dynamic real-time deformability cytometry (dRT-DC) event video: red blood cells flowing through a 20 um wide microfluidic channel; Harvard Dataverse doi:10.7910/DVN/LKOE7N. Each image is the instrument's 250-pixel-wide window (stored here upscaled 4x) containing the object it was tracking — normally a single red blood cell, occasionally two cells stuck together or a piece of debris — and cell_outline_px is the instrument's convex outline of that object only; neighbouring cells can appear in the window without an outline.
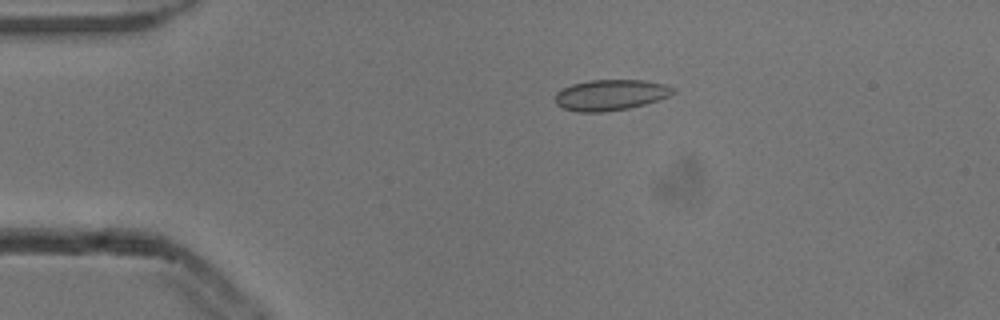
{"species": "common noctule bat (a hibernating species)", "species_latin": "Nyctalus noctula", "temperature_condition": "cold", "stored_images_in_passage": 7, "camera_frame_rate_fps": 3000, "um_per_image_px": 0.085, "animal": {"sex": "male", "body_mass_g": 13.3}, "frame": {"image": 1, "passage_image": 3, "time_ms": 0.667, "image_size_px": [1000, 320], "cell_outline_px": [[676, 92], [668, 96], [644, 104], [628, 108], [604, 112], [576, 112], [564, 108], [556, 104], [556, 92], [572, 84], [588, 80], [644, 80], [668, 84], [676, 88]], "centroid_in_image_um": [51.92, 8.06], "position_along_channel_um": 33.1, "area_um2": 21.21}}
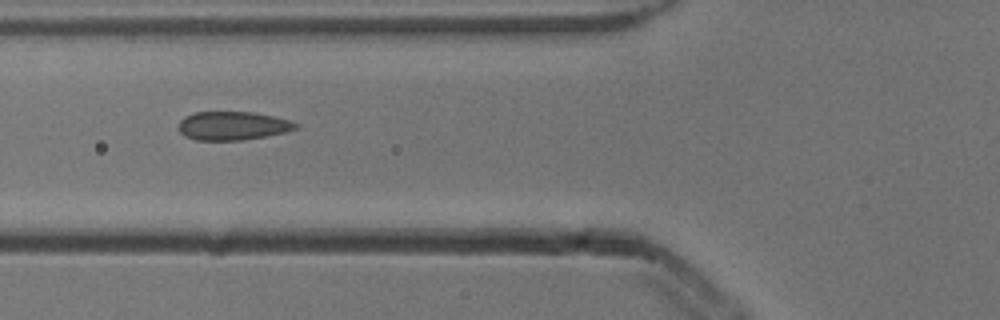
{"frame": {"image": 2, "passage_image": 5, "time_ms": 1.333, "image_size_px": [1000, 320], "cell_outline_px": [[300, 124], [296, 128], [284, 132], [244, 140], [196, 140], [184, 136], [176, 128], [180, 120], [184, 116], [196, 112], [252, 112], [276, 116], [292, 120]], "centroid_in_image_um": [19.76, 10.68], "position_along_channel_um": 106.0, "area_um2": 19.71}}
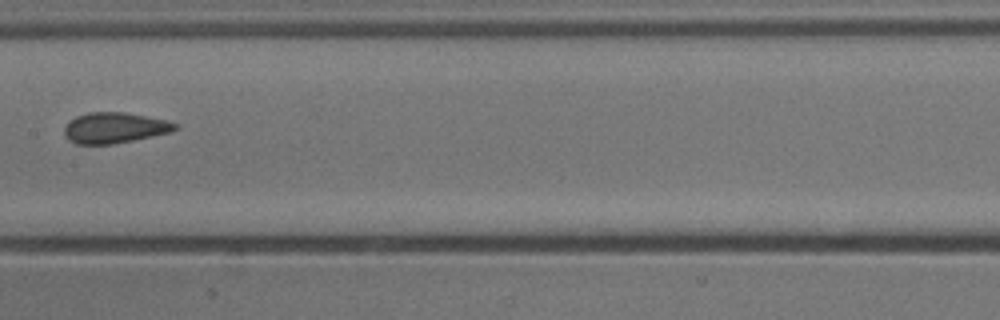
{"frame": {"image": 3, "passage_image": 7, "time_ms": 2.0, "image_size_px": [1000, 320], "cell_outline_px": [[176, 128], [172, 132], [112, 144], [76, 144], [64, 136], [64, 128], [68, 120], [76, 116], [88, 112], [124, 112], [168, 120], [176, 124]], "centroid_in_image_um": [9.7, 10.86], "position_along_channel_um": 197.7, "area_um2": 19.83}}